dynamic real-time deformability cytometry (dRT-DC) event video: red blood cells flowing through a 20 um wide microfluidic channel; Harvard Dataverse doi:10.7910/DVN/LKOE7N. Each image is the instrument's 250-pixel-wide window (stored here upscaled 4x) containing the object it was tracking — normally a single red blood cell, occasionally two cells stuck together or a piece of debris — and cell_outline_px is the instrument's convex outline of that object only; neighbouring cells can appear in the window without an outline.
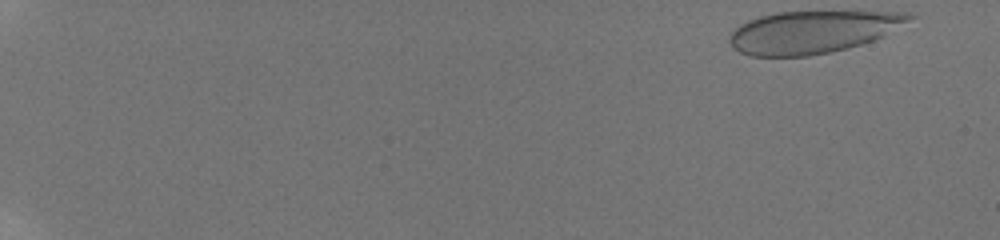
{"species": "human", "species_latin": "Homo sapiens", "temperature_condition": "room temperature", "stored_images_in_passage": 54, "camera_frame_rate_fps": 3000, "um_per_image_px": 0.085, "donor": {"sex": "male"}, "frame": {"image": 1, "passage_image": 1, "time_ms": 0.0, "image_size_px": [1000, 240], "cell_outline_px": [[916, 16], [884, 36], [860, 44], [828, 52], [808, 56], [752, 56], [740, 52], [728, 40], [728, 36], [740, 24], [748, 20], [760, 16], [776, 12], [912, 12]], "centroid_in_image_um": [69.05, 2.71], "position_along_channel_um": 15.9, "area_um2": 43.93}}
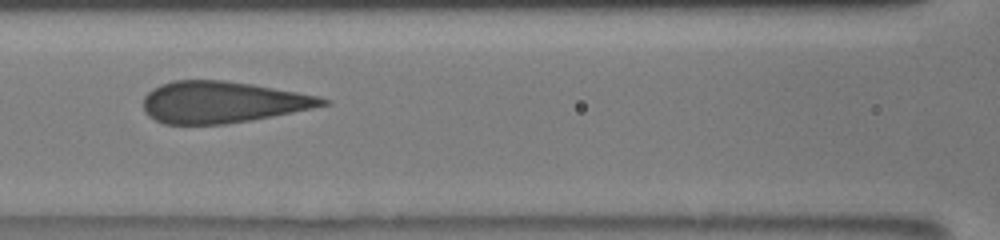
{"frame": {"image": 2, "passage_image": 27, "time_ms": 8.667, "image_size_px": [1000, 240], "cell_outline_px": [[332, 104], [252, 120], [224, 124], [164, 124], [148, 116], [144, 112], [144, 96], [152, 88], [160, 84], [172, 80], [224, 80], [252, 84], [320, 96], [328, 100]], "centroid_in_image_um": [18.89, 8.68], "position_along_channel_um": 147.7, "area_um2": 43.47}}
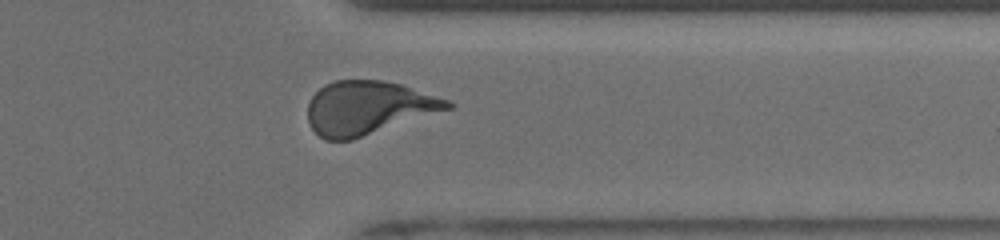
{"frame": {"image": 3, "passage_image": 45, "time_ms": 14.667, "image_size_px": [1000, 240], "cell_outline_px": [[456, 104], [452, 108], [352, 140], [328, 140], [320, 136], [312, 128], [308, 120], [308, 104], [312, 96], [324, 84], [336, 80], [380, 80], [400, 84], [448, 100]], "centroid_in_image_um": [31.28, 9.16], "position_along_channel_um": 380.1, "area_um2": 43.23}}